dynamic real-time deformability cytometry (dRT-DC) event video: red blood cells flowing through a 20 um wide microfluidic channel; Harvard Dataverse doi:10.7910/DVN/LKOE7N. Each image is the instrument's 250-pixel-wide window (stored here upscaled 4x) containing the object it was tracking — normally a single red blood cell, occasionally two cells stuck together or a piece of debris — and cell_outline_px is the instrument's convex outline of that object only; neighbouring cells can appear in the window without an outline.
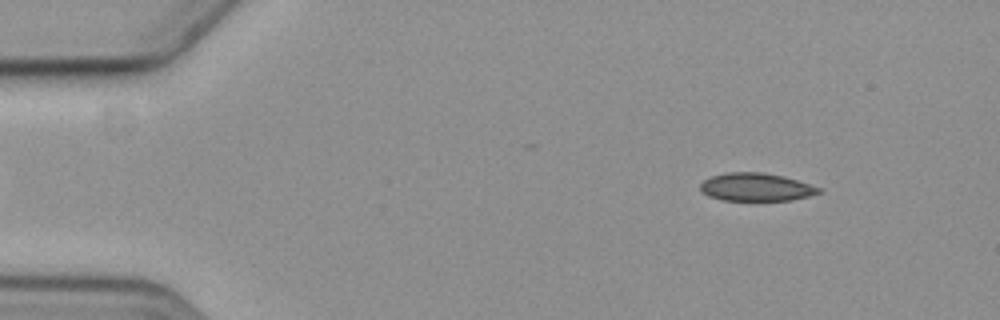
{"species": "common noctule bat (a hibernating species)", "species_latin": "Nyctalus noctula", "temperature_condition": "cold", "stored_images_in_passage": 3, "camera_frame_rate_fps": 3000, "um_per_image_px": 0.085, "animal": {"sex": "female", "body_mass_g": 19.3, "forearm_length_mm": 54.1}, "frame": {"image": 1, "passage_image": 1, "time_ms": 0.0, "image_size_px": [1000, 320], "cell_outline_px": [[824, 192], [792, 200], [724, 200], [708, 196], [700, 188], [700, 184], [704, 180], [712, 176], [728, 172], [764, 172], [784, 176], [824, 188]], "centroid_in_image_um": [64.33, 15.89], "position_along_channel_um": 20.7, "area_um2": 19.42}}